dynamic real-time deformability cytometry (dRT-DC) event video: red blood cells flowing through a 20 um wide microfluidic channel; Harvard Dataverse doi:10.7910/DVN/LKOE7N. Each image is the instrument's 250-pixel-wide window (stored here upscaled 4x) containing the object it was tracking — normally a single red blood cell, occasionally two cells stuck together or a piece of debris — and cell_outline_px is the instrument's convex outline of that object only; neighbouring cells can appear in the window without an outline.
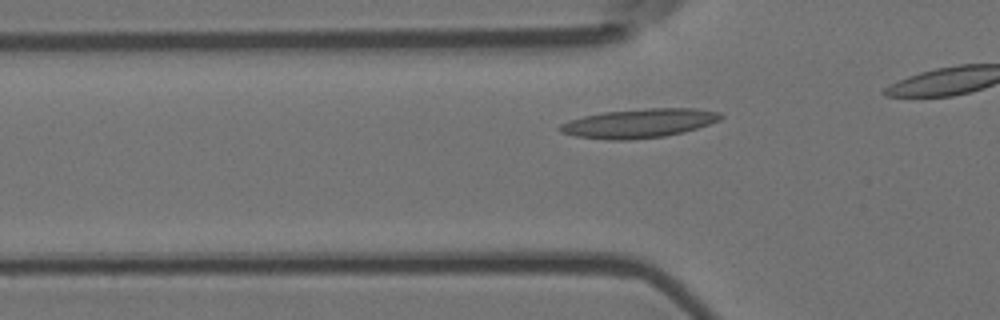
{"species": "Egyptian fruit bat (a non-hibernating species)", "species_latin": "Rousettus aegyptiacus", "temperature_condition": "room temperature", "stored_images_in_passage": 17, "camera_frame_rate_fps": 3000, "um_per_image_px": 0.085, "animal": {"sex": "female"}, "frame": {"image": 1, "passage_image": 8, "time_ms": 2.333, "image_size_px": [1000, 320], "cell_outline_px": [[724, 116], [720, 120], [684, 132], [664, 136], [628, 140], [608, 140], [576, 136], [560, 132], [556, 128], [560, 124], [568, 120], [584, 116], [604, 112], [648, 108], [696, 108], [720, 112]], "centroid_in_image_um": [54.3, 10.48], "position_along_channel_um": 71.5, "area_um2": 27.22}}
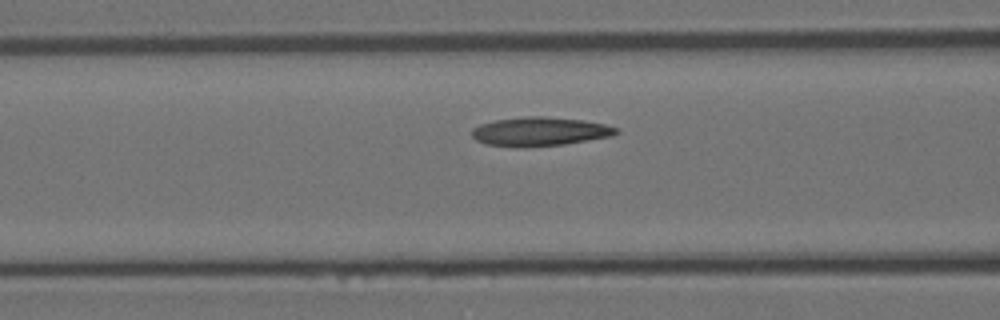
{"frame": {"image": 2, "passage_image": 12, "time_ms": 3.667, "image_size_px": [1000, 320], "cell_outline_px": [[620, 132], [612, 136], [564, 144], [484, 144], [476, 140], [472, 136], [472, 128], [480, 124], [496, 120], [524, 116], [544, 116], [580, 120], [604, 124], [620, 128]], "centroid_in_image_um": [45.94, 11.13], "position_along_channel_um": 120.7, "area_um2": 23.29}}
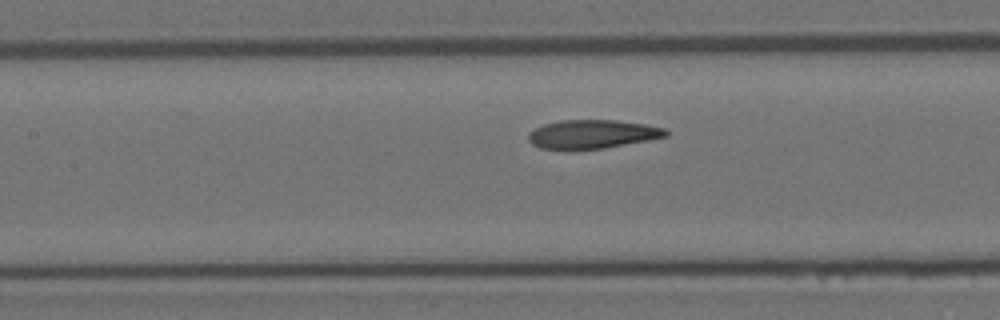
{"frame": {"image": 3, "passage_image": 15, "time_ms": 4.667, "image_size_px": [1000, 320], "cell_outline_px": [[668, 136], [648, 140], [604, 148], [540, 148], [532, 144], [528, 140], [528, 132], [544, 124], [560, 120], [616, 120], [644, 124], [664, 128], [668, 132]], "centroid_in_image_um": [50.35, 11.38], "position_along_channel_um": 157.1, "area_um2": 22.6}}